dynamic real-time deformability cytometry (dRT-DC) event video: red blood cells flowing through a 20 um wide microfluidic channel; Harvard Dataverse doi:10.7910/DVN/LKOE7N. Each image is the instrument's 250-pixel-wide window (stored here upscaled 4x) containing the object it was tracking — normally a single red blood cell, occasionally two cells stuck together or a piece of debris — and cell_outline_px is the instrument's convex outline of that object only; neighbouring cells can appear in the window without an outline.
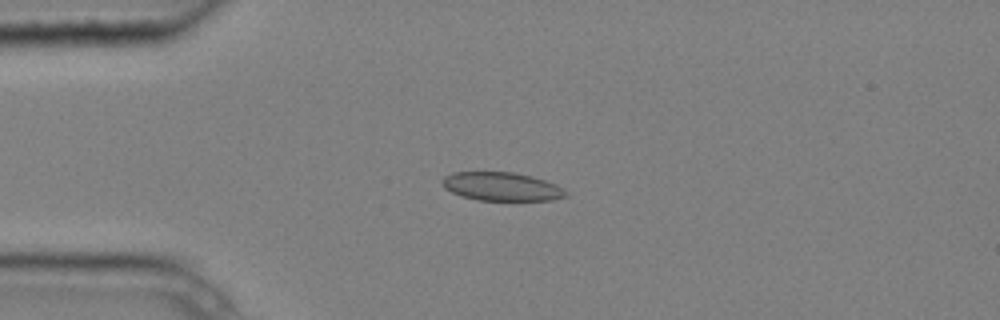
{"species": "common noctule bat (a hibernating species)", "species_latin": "Nyctalus noctula", "temperature_condition": "cold", "stored_images_in_passage": 4, "camera_frame_rate_fps": 3000, "um_per_image_px": 0.085, "animal": {"sex": "male", "body_mass_g": 20.4}, "frame": {"image": 1, "passage_image": 3, "time_ms": 0.667, "image_size_px": [1000, 320], "cell_outline_px": [[568, 196], [552, 200], [476, 200], [460, 196], [444, 188], [440, 180], [444, 176], [452, 172], [512, 172], [532, 176], [556, 184], [564, 188], [568, 192]], "centroid_in_image_um": [42.63, 15.86], "position_along_channel_um": 42.4, "area_um2": 20.75}}